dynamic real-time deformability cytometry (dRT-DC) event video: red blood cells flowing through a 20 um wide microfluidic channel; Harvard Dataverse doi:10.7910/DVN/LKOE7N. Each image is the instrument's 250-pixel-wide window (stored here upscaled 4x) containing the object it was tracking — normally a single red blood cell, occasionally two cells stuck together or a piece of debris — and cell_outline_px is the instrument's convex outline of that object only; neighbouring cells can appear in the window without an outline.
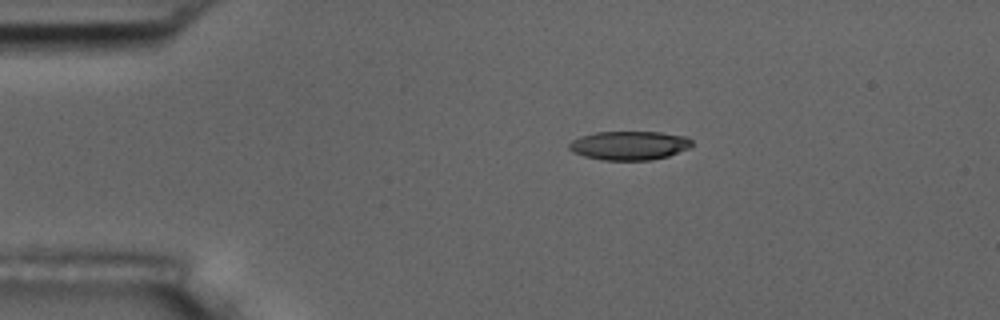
{"species": "common noctule bat (a hibernating species)", "species_latin": "Nyctalus noctula", "temperature_condition": "room temperature", "stored_images_in_passage": 9, "camera_frame_rate_fps": 3000, "um_per_image_px": 0.085, "animal": {"sex": "male", "body_mass_g": 17.5, "forearm_length_mm": 52.3}, "frame": {"image": 1, "passage_image": 1, "time_ms": 0.0, "image_size_px": [1000, 320], "cell_outline_px": [[692, 148], [668, 156], [652, 160], [600, 160], [584, 156], [572, 152], [568, 148], [568, 144], [572, 140], [580, 136], [596, 132], [660, 132], [688, 136], [692, 140]], "centroid_in_image_um": [53.51, 12.36], "position_along_channel_um": 31.5, "area_um2": 20.98}}
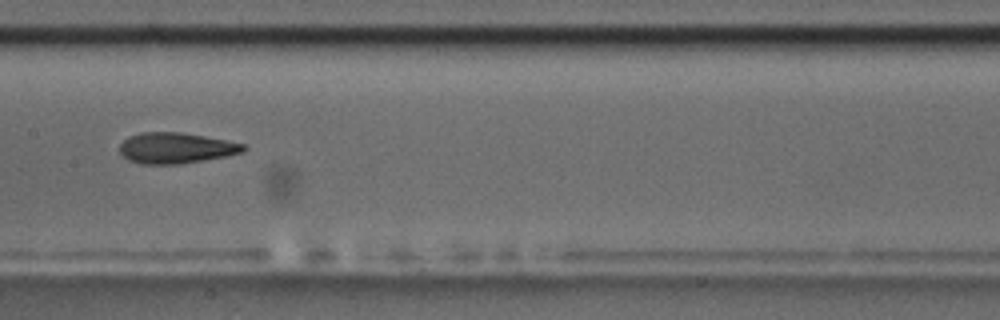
{"frame": {"image": 2, "passage_image": 6, "time_ms": 5.667, "image_size_px": [1000, 320], "cell_outline_px": [[248, 148], [244, 152], [204, 160], [180, 164], [140, 164], [128, 160], [120, 152], [120, 144], [128, 136], [140, 132], [180, 132], [204, 136], [244, 144]], "centroid_in_image_um": [14.93, 12.58], "position_along_channel_um": 192.5, "area_um2": 22.2}}
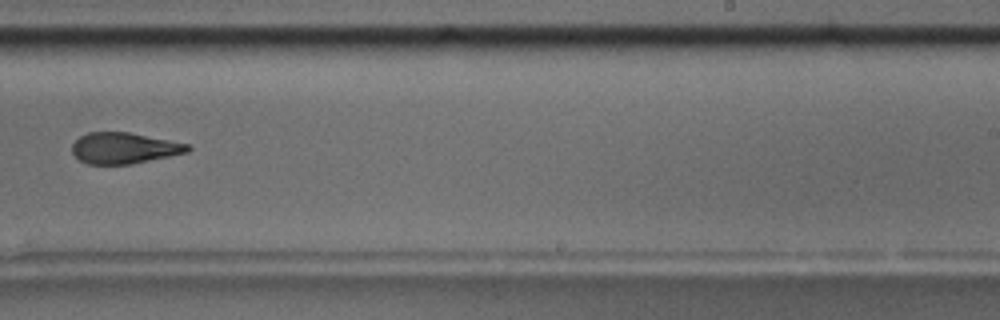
{"frame": {"image": 3, "passage_image": 8, "time_ms": 8.0, "image_size_px": [1000, 320], "cell_outline_px": [[192, 148], [188, 152], [132, 164], [88, 164], [80, 160], [72, 152], [72, 144], [80, 136], [88, 132], [128, 132], [192, 144]], "centroid_in_image_um": [10.58, 12.58], "position_along_channel_um": 278.4, "area_um2": 20.98}}